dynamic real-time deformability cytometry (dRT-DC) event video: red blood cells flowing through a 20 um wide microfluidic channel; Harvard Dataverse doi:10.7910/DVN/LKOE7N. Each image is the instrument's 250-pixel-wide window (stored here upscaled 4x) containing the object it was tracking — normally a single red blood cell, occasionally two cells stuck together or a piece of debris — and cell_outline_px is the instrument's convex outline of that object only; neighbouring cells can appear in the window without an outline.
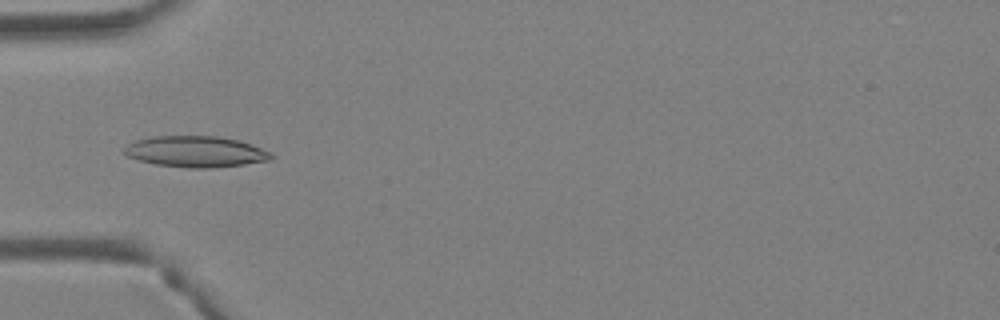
{"species": "Egyptian fruit bat (a non-hibernating species)", "species_latin": "Rousettus aegyptiacus", "temperature_condition": "warm", "stored_images_in_passage": 3, "camera_frame_rate_fps": 3000, "um_per_image_px": 0.085, "animal": {"sex": "female"}, "frame": {"image": 1, "passage_image": 2, "time_ms": 0.333, "image_size_px": [1000, 320], "cell_outline_px": [[276, 156], [268, 160], [244, 164], [212, 168], [188, 168], [156, 164], [140, 160], [128, 156], [124, 152], [124, 148], [128, 144], [136, 140], [152, 136], [216, 136], [236, 140], [272, 152]], "centroid_in_image_um": [16.63, 12.89], "position_along_channel_um": 68.4, "area_um2": 26.36}}
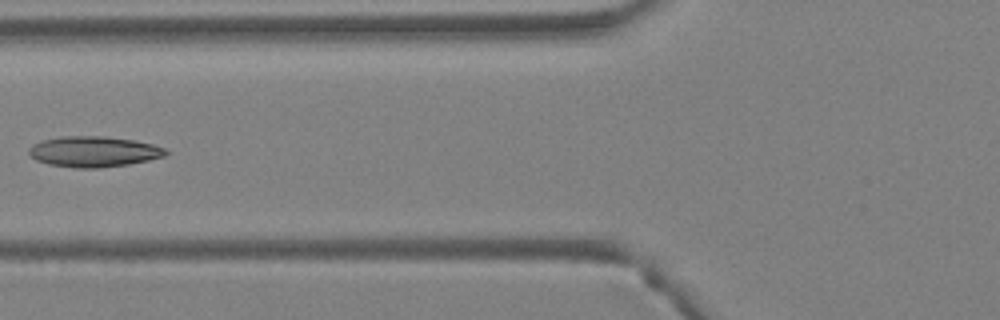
{"frame": {"image": 2, "passage_image": 3, "time_ms": 0.667, "image_size_px": [1000, 320], "cell_outline_px": [[168, 152], [164, 156], [148, 160], [128, 164], [96, 168], [72, 168], [48, 164], [36, 160], [28, 156], [28, 148], [32, 144], [40, 140], [60, 136], [104, 136], [132, 140], [152, 144], [164, 148]], "centroid_in_image_um": [7.88, 12.88], "position_along_channel_um": 117.9, "area_um2": 24.57}}